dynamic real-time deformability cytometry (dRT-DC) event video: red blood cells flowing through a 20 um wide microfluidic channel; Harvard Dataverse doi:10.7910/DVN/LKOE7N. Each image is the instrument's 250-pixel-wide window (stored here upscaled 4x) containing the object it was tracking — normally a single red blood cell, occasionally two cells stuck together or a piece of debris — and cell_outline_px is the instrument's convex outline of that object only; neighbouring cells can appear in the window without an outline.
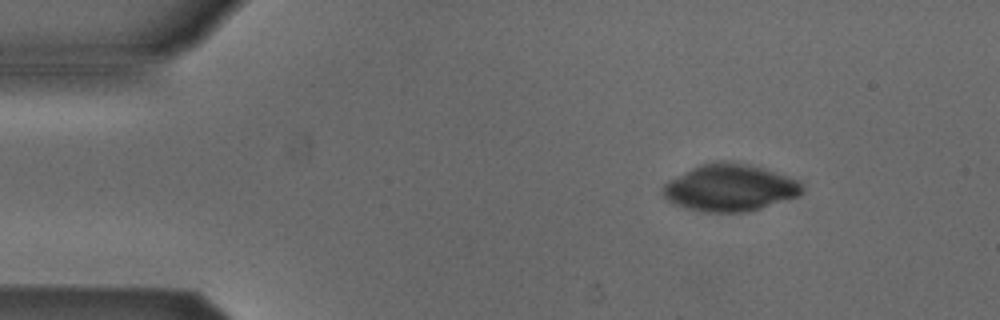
{"species": "Egyptian fruit bat (a non-hibernating species)", "species_latin": "Rousettus aegyptiacus", "temperature_condition": "cold", "stored_images_in_passage": 4, "camera_frame_rate_fps": 3000, "um_per_image_px": 0.085, "animal": {"sex": "male"}, "frame": {"image": 1, "passage_image": 2, "time_ms": 0.333, "image_size_px": [1000, 320], "cell_outline_px": [[804, 192], [800, 196], [748, 212], [704, 212], [684, 208], [672, 204], [664, 196], [664, 184], [668, 180], [700, 164], [712, 160], [728, 160], [748, 164], [764, 168], [800, 180], [804, 188]], "centroid_in_image_um": [62.07, 15.95], "position_along_channel_um": 22.9, "area_um2": 38.67}}